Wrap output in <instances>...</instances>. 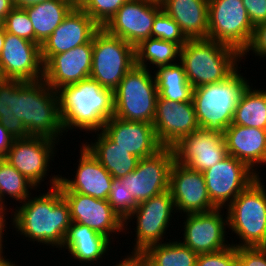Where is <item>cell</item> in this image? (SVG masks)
Returning a JSON list of instances; mask_svg holds the SVG:
<instances>
[{
  "label": "cell",
  "mask_w": 266,
  "mask_h": 266,
  "mask_svg": "<svg viewBox=\"0 0 266 266\" xmlns=\"http://www.w3.org/2000/svg\"><path fill=\"white\" fill-rule=\"evenodd\" d=\"M60 175L50 178L51 188L37 197H28L17 206L12 223L30 241L60 248L72 220L68 202L58 187Z\"/></svg>",
  "instance_id": "1"
},
{
  "label": "cell",
  "mask_w": 266,
  "mask_h": 266,
  "mask_svg": "<svg viewBox=\"0 0 266 266\" xmlns=\"http://www.w3.org/2000/svg\"><path fill=\"white\" fill-rule=\"evenodd\" d=\"M60 115L66 132L72 129L96 132L114 115V91L92 78L57 91ZM68 129V130H67Z\"/></svg>",
  "instance_id": "2"
},
{
  "label": "cell",
  "mask_w": 266,
  "mask_h": 266,
  "mask_svg": "<svg viewBox=\"0 0 266 266\" xmlns=\"http://www.w3.org/2000/svg\"><path fill=\"white\" fill-rule=\"evenodd\" d=\"M14 115L22 120L29 136L60 141L65 133L58 93L43 79L24 81L14 91Z\"/></svg>",
  "instance_id": "3"
},
{
  "label": "cell",
  "mask_w": 266,
  "mask_h": 266,
  "mask_svg": "<svg viewBox=\"0 0 266 266\" xmlns=\"http://www.w3.org/2000/svg\"><path fill=\"white\" fill-rule=\"evenodd\" d=\"M240 58L237 50L204 38L188 39L180 49L178 60L184 67L188 82L196 88L227 79L238 69Z\"/></svg>",
  "instance_id": "4"
},
{
  "label": "cell",
  "mask_w": 266,
  "mask_h": 266,
  "mask_svg": "<svg viewBox=\"0 0 266 266\" xmlns=\"http://www.w3.org/2000/svg\"><path fill=\"white\" fill-rule=\"evenodd\" d=\"M238 71L224 81L193 88L192 101L201 129L224 134L232 124L239 98L249 84Z\"/></svg>",
  "instance_id": "5"
},
{
  "label": "cell",
  "mask_w": 266,
  "mask_h": 266,
  "mask_svg": "<svg viewBox=\"0 0 266 266\" xmlns=\"http://www.w3.org/2000/svg\"><path fill=\"white\" fill-rule=\"evenodd\" d=\"M254 180L228 206L227 228L238 235V247H266V189ZM242 240V241H241Z\"/></svg>",
  "instance_id": "6"
},
{
  "label": "cell",
  "mask_w": 266,
  "mask_h": 266,
  "mask_svg": "<svg viewBox=\"0 0 266 266\" xmlns=\"http://www.w3.org/2000/svg\"><path fill=\"white\" fill-rule=\"evenodd\" d=\"M158 90L150 69L133 66L114 90V117L153 124Z\"/></svg>",
  "instance_id": "7"
},
{
  "label": "cell",
  "mask_w": 266,
  "mask_h": 266,
  "mask_svg": "<svg viewBox=\"0 0 266 266\" xmlns=\"http://www.w3.org/2000/svg\"><path fill=\"white\" fill-rule=\"evenodd\" d=\"M136 65L135 47L100 27L93 35L90 78L115 90L125 74Z\"/></svg>",
  "instance_id": "8"
},
{
  "label": "cell",
  "mask_w": 266,
  "mask_h": 266,
  "mask_svg": "<svg viewBox=\"0 0 266 266\" xmlns=\"http://www.w3.org/2000/svg\"><path fill=\"white\" fill-rule=\"evenodd\" d=\"M253 29L242 0H209L208 39L242 54L251 40Z\"/></svg>",
  "instance_id": "9"
},
{
  "label": "cell",
  "mask_w": 266,
  "mask_h": 266,
  "mask_svg": "<svg viewBox=\"0 0 266 266\" xmlns=\"http://www.w3.org/2000/svg\"><path fill=\"white\" fill-rule=\"evenodd\" d=\"M173 210L176 213L175 204L169 190L138 203L137 207L124 221V226H126L124 229L127 230L130 219L133 220V216L137 219L135 231L137 238H135L136 243L131 254L145 251L151 245L163 242L165 238L163 236L169 227L170 219H172L171 213H174Z\"/></svg>",
  "instance_id": "10"
},
{
  "label": "cell",
  "mask_w": 266,
  "mask_h": 266,
  "mask_svg": "<svg viewBox=\"0 0 266 266\" xmlns=\"http://www.w3.org/2000/svg\"><path fill=\"white\" fill-rule=\"evenodd\" d=\"M174 161L173 148L163 147L156 154L140 159L137 168L121 180L134 200L140 203L169 190V174Z\"/></svg>",
  "instance_id": "11"
},
{
  "label": "cell",
  "mask_w": 266,
  "mask_h": 266,
  "mask_svg": "<svg viewBox=\"0 0 266 266\" xmlns=\"http://www.w3.org/2000/svg\"><path fill=\"white\" fill-rule=\"evenodd\" d=\"M203 175L209 198L217 208L228 206L260 177L245 163L229 154L213 167L203 171Z\"/></svg>",
  "instance_id": "12"
},
{
  "label": "cell",
  "mask_w": 266,
  "mask_h": 266,
  "mask_svg": "<svg viewBox=\"0 0 266 266\" xmlns=\"http://www.w3.org/2000/svg\"><path fill=\"white\" fill-rule=\"evenodd\" d=\"M161 10L159 0H129L103 28L136 47L143 40L151 38L155 17Z\"/></svg>",
  "instance_id": "13"
},
{
  "label": "cell",
  "mask_w": 266,
  "mask_h": 266,
  "mask_svg": "<svg viewBox=\"0 0 266 266\" xmlns=\"http://www.w3.org/2000/svg\"><path fill=\"white\" fill-rule=\"evenodd\" d=\"M0 78L22 81L43 79L40 45L6 32L0 54Z\"/></svg>",
  "instance_id": "14"
},
{
  "label": "cell",
  "mask_w": 266,
  "mask_h": 266,
  "mask_svg": "<svg viewBox=\"0 0 266 266\" xmlns=\"http://www.w3.org/2000/svg\"><path fill=\"white\" fill-rule=\"evenodd\" d=\"M57 142L59 143L49 138L34 136L14 139L9 152L3 158L39 187L44 178H47Z\"/></svg>",
  "instance_id": "15"
},
{
  "label": "cell",
  "mask_w": 266,
  "mask_h": 266,
  "mask_svg": "<svg viewBox=\"0 0 266 266\" xmlns=\"http://www.w3.org/2000/svg\"><path fill=\"white\" fill-rule=\"evenodd\" d=\"M172 148L176 162L200 172L228 155L223 134L201 128L182 138Z\"/></svg>",
  "instance_id": "16"
},
{
  "label": "cell",
  "mask_w": 266,
  "mask_h": 266,
  "mask_svg": "<svg viewBox=\"0 0 266 266\" xmlns=\"http://www.w3.org/2000/svg\"><path fill=\"white\" fill-rule=\"evenodd\" d=\"M169 191L176 212L192 214L217 208L209 198L203 172L192 170L176 161L170 169Z\"/></svg>",
  "instance_id": "17"
},
{
  "label": "cell",
  "mask_w": 266,
  "mask_h": 266,
  "mask_svg": "<svg viewBox=\"0 0 266 266\" xmlns=\"http://www.w3.org/2000/svg\"><path fill=\"white\" fill-rule=\"evenodd\" d=\"M222 210L215 208L208 212L186 214L182 243L197 254L213 253L229 247L225 237L227 217L223 219Z\"/></svg>",
  "instance_id": "18"
},
{
  "label": "cell",
  "mask_w": 266,
  "mask_h": 266,
  "mask_svg": "<svg viewBox=\"0 0 266 266\" xmlns=\"http://www.w3.org/2000/svg\"><path fill=\"white\" fill-rule=\"evenodd\" d=\"M153 126L163 147H173L200 129L193 102H175L158 96Z\"/></svg>",
  "instance_id": "19"
},
{
  "label": "cell",
  "mask_w": 266,
  "mask_h": 266,
  "mask_svg": "<svg viewBox=\"0 0 266 266\" xmlns=\"http://www.w3.org/2000/svg\"><path fill=\"white\" fill-rule=\"evenodd\" d=\"M93 38L81 46L53 55L43 65V80L53 90L76 84L91 74Z\"/></svg>",
  "instance_id": "20"
},
{
  "label": "cell",
  "mask_w": 266,
  "mask_h": 266,
  "mask_svg": "<svg viewBox=\"0 0 266 266\" xmlns=\"http://www.w3.org/2000/svg\"><path fill=\"white\" fill-rule=\"evenodd\" d=\"M68 202L72 222L83 224L107 236L123 232L124 220L114 211L108 200L96 199L76 192H62Z\"/></svg>",
  "instance_id": "21"
},
{
  "label": "cell",
  "mask_w": 266,
  "mask_h": 266,
  "mask_svg": "<svg viewBox=\"0 0 266 266\" xmlns=\"http://www.w3.org/2000/svg\"><path fill=\"white\" fill-rule=\"evenodd\" d=\"M100 26L78 5L40 46L43 65L56 54L88 43Z\"/></svg>",
  "instance_id": "22"
},
{
  "label": "cell",
  "mask_w": 266,
  "mask_h": 266,
  "mask_svg": "<svg viewBox=\"0 0 266 266\" xmlns=\"http://www.w3.org/2000/svg\"><path fill=\"white\" fill-rule=\"evenodd\" d=\"M79 157L75 178L71 180L60 176L58 187L61 192H76L96 199L108 200L112 187V175L84 143L80 147Z\"/></svg>",
  "instance_id": "23"
},
{
  "label": "cell",
  "mask_w": 266,
  "mask_h": 266,
  "mask_svg": "<svg viewBox=\"0 0 266 266\" xmlns=\"http://www.w3.org/2000/svg\"><path fill=\"white\" fill-rule=\"evenodd\" d=\"M102 131L116 145L140 159L152 156L163 148L151 123L125 121L113 116L105 122Z\"/></svg>",
  "instance_id": "24"
},
{
  "label": "cell",
  "mask_w": 266,
  "mask_h": 266,
  "mask_svg": "<svg viewBox=\"0 0 266 266\" xmlns=\"http://www.w3.org/2000/svg\"><path fill=\"white\" fill-rule=\"evenodd\" d=\"M223 136L227 153L259 176L255 167L261 163L266 165V130L231 124Z\"/></svg>",
  "instance_id": "25"
},
{
  "label": "cell",
  "mask_w": 266,
  "mask_h": 266,
  "mask_svg": "<svg viewBox=\"0 0 266 266\" xmlns=\"http://www.w3.org/2000/svg\"><path fill=\"white\" fill-rule=\"evenodd\" d=\"M162 10L179 26L187 39L208 37L209 0H159Z\"/></svg>",
  "instance_id": "26"
},
{
  "label": "cell",
  "mask_w": 266,
  "mask_h": 266,
  "mask_svg": "<svg viewBox=\"0 0 266 266\" xmlns=\"http://www.w3.org/2000/svg\"><path fill=\"white\" fill-rule=\"evenodd\" d=\"M111 241L86 225L72 222L61 248L68 249L71 256L80 263L92 264L107 254ZM92 262V263H91Z\"/></svg>",
  "instance_id": "27"
},
{
  "label": "cell",
  "mask_w": 266,
  "mask_h": 266,
  "mask_svg": "<svg viewBox=\"0 0 266 266\" xmlns=\"http://www.w3.org/2000/svg\"><path fill=\"white\" fill-rule=\"evenodd\" d=\"M95 142L84 145L115 179H121L137 168L140 158L116 145L102 130Z\"/></svg>",
  "instance_id": "28"
},
{
  "label": "cell",
  "mask_w": 266,
  "mask_h": 266,
  "mask_svg": "<svg viewBox=\"0 0 266 266\" xmlns=\"http://www.w3.org/2000/svg\"><path fill=\"white\" fill-rule=\"evenodd\" d=\"M75 6L71 0H48L24 8L33 24L35 43L41 46Z\"/></svg>",
  "instance_id": "29"
},
{
  "label": "cell",
  "mask_w": 266,
  "mask_h": 266,
  "mask_svg": "<svg viewBox=\"0 0 266 266\" xmlns=\"http://www.w3.org/2000/svg\"><path fill=\"white\" fill-rule=\"evenodd\" d=\"M157 68L154 77L160 98L175 102H193V87L180 62Z\"/></svg>",
  "instance_id": "30"
},
{
  "label": "cell",
  "mask_w": 266,
  "mask_h": 266,
  "mask_svg": "<svg viewBox=\"0 0 266 266\" xmlns=\"http://www.w3.org/2000/svg\"><path fill=\"white\" fill-rule=\"evenodd\" d=\"M232 124L266 130V90L248 84L235 109Z\"/></svg>",
  "instance_id": "31"
},
{
  "label": "cell",
  "mask_w": 266,
  "mask_h": 266,
  "mask_svg": "<svg viewBox=\"0 0 266 266\" xmlns=\"http://www.w3.org/2000/svg\"><path fill=\"white\" fill-rule=\"evenodd\" d=\"M181 47L172 42L157 38L143 40L135 47L136 65L148 69L153 64L157 67L175 64V59L180 58Z\"/></svg>",
  "instance_id": "32"
},
{
  "label": "cell",
  "mask_w": 266,
  "mask_h": 266,
  "mask_svg": "<svg viewBox=\"0 0 266 266\" xmlns=\"http://www.w3.org/2000/svg\"><path fill=\"white\" fill-rule=\"evenodd\" d=\"M23 82L20 79L0 78V124L14 139L30 137L22 120L14 115V91Z\"/></svg>",
  "instance_id": "33"
},
{
  "label": "cell",
  "mask_w": 266,
  "mask_h": 266,
  "mask_svg": "<svg viewBox=\"0 0 266 266\" xmlns=\"http://www.w3.org/2000/svg\"><path fill=\"white\" fill-rule=\"evenodd\" d=\"M144 252L159 266H196L198 256L177 240L151 245Z\"/></svg>",
  "instance_id": "34"
},
{
  "label": "cell",
  "mask_w": 266,
  "mask_h": 266,
  "mask_svg": "<svg viewBox=\"0 0 266 266\" xmlns=\"http://www.w3.org/2000/svg\"><path fill=\"white\" fill-rule=\"evenodd\" d=\"M37 187L4 158H0V204L5 206V195L23 203ZM30 192V193H29Z\"/></svg>",
  "instance_id": "35"
},
{
  "label": "cell",
  "mask_w": 266,
  "mask_h": 266,
  "mask_svg": "<svg viewBox=\"0 0 266 266\" xmlns=\"http://www.w3.org/2000/svg\"><path fill=\"white\" fill-rule=\"evenodd\" d=\"M129 0H81L78 6L103 27Z\"/></svg>",
  "instance_id": "36"
},
{
  "label": "cell",
  "mask_w": 266,
  "mask_h": 266,
  "mask_svg": "<svg viewBox=\"0 0 266 266\" xmlns=\"http://www.w3.org/2000/svg\"><path fill=\"white\" fill-rule=\"evenodd\" d=\"M151 37L172 41L182 47L187 42V38L182 33L180 26L163 10L155 17Z\"/></svg>",
  "instance_id": "37"
},
{
  "label": "cell",
  "mask_w": 266,
  "mask_h": 266,
  "mask_svg": "<svg viewBox=\"0 0 266 266\" xmlns=\"http://www.w3.org/2000/svg\"><path fill=\"white\" fill-rule=\"evenodd\" d=\"M108 203L124 221L138 205L122 180L115 178L112 180Z\"/></svg>",
  "instance_id": "38"
},
{
  "label": "cell",
  "mask_w": 266,
  "mask_h": 266,
  "mask_svg": "<svg viewBox=\"0 0 266 266\" xmlns=\"http://www.w3.org/2000/svg\"><path fill=\"white\" fill-rule=\"evenodd\" d=\"M1 24L6 32L35 42L33 24L25 9L13 7Z\"/></svg>",
  "instance_id": "39"
},
{
  "label": "cell",
  "mask_w": 266,
  "mask_h": 266,
  "mask_svg": "<svg viewBox=\"0 0 266 266\" xmlns=\"http://www.w3.org/2000/svg\"><path fill=\"white\" fill-rule=\"evenodd\" d=\"M196 266H237L236 247L231 244L217 252L198 254Z\"/></svg>",
  "instance_id": "40"
},
{
  "label": "cell",
  "mask_w": 266,
  "mask_h": 266,
  "mask_svg": "<svg viewBox=\"0 0 266 266\" xmlns=\"http://www.w3.org/2000/svg\"><path fill=\"white\" fill-rule=\"evenodd\" d=\"M237 266H266V247L236 248Z\"/></svg>",
  "instance_id": "41"
},
{
  "label": "cell",
  "mask_w": 266,
  "mask_h": 266,
  "mask_svg": "<svg viewBox=\"0 0 266 266\" xmlns=\"http://www.w3.org/2000/svg\"><path fill=\"white\" fill-rule=\"evenodd\" d=\"M250 50L256 56L266 57V22L254 27L251 40L241 57H246Z\"/></svg>",
  "instance_id": "42"
},
{
  "label": "cell",
  "mask_w": 266,
  "mask_h": 266,
  "mask_svg": "<svg viewBox=\"0 0 266 266\" xmlns=\"http://www.w3.org/2000/svg\"><path fill=\"white\" fill-rule=\"evenodd\" d=\"M252 25L266 22V0H242Z\"/></svg>",
  "instance_id": "43"
},
{
  "label": "cell",
  "mask_w": 266,
  "mask_h": 266,
  "mask_svg": "<svg viewBox=\"0 0 266 266\" xmlns=\"http://www.w3.org/2000/svg\"><path fill=\"white\" fill-rule=\"evenodd\" d=\"M14 138L7 129L0 124V158H3L11 148Z\"/></svg>",
  "instance_id": "44"
},
{
  "label": "cell",
  "mask_w": 266,
  "mask_h": 266,
  "mask_svg": "<svg viewBox=\"0 0 266 266\" xmlns=\"http://www.w3.org/2000/svg\"><path fill=\"white\" fill-rule=\"evenodd\" d=\"M136 266H159L144 251L130 254Z\"/></svg>",
  "instance_id": "45"
},
{
  "label": "cell",
  "mask_w": 266,
  "mask_h": 266,
  "mask_svg": "<svg viewBox=\"0 0 266 266\" xmlns=\"http://www.w3.org/2000/svg\"><path fill=\"white\" fill-rule=\"evenodd\" d=\"M13 7L14 5L10 0H0V24L5 20Z\"/></svg>",
  "instance_id": "46"
},
{
  "label": "cell",
  "mask_w": 266,
  "mask_h": 266,
  "mask_svg": "<svg viewBox=\"0 0 266 266\" xmlns=\"http://www.w3.org/2000/svg\"><path fill=\"white\" fill-rule=\"evenodd\" d=\"M45 1H48V0H16L13 5L14 7L24 9L26 7L33 6V5H36V4L45 2Z\"/></svg>",
  "instance_id": "47"
},
{
  "label": "cell",
  "mask_w": 266,
  "mask_h": 266,
  "mask_svg": "<svg viewBox=\"0 0 266 266\" xmlns=\"http://www.w3.org/2000/svg\"><path fill=\"white\" fill-rule=\"evenodd\" d=\"M5 214H6V212H0V252H3V235H4V233H3V231H5L4 230V228H6L7 226H6V220H5Z\"/></svg>",
  "instance_id": "48"
},
{
  "label": "cell",
  "mask_w": 266,
  "mask_h": 266,
  "mask_svg": "<svg viewBox=\"0 0 266 266\" xmlns=\"http://www.w3.org/2000/svg\"><path fill=\"white\" fill-rule=\"evenodd\" d=\"M115 266H136V264L132 257L128 255L127 257L123 258L122 261H119V263Z\"/></svg>",
  "instance_id": "49"
},
{
  "label": "cell",
  "mask_w": 266,
  "mask_h": 266,
  "mask_svg": "<svg viewBox=\"0 0 266 266\" xmlns=\"http://www.w3.org/2000/svg\"><path fill=\"white\" fill-rule=\"evenodd\" d=\"M6 31L2 24H0V54L3 49L4 40H5Z\"/></svg>",
  "instance_id": "50"
},
{
  "label": "cell",
  "mask_w": 266,
  "mask_h": 266,
  "mask_svg": "<svg viewBox=\"0 0 266 266\" xmlns=\"http://www.w3.org/2000/svg\"><path fill=\"white\" fill-rule=\"evenodd\" d=\"M0 266H18L15 263L8 261L5 256H3V252H0Z\"/></svg>",
  "instance_id": "51"
},
{
  "label": "cell",
  "mask_w": 266,
  "mask_h": 266,
  "mask_svg": "<svg viewBox=\"0 0 266 266\" xmlns=\"http://www.w3.org/2000/svg\"><path fill=\"white\" fill-rule=\"evenodd\" d=\"M7 209V207H3L1 204H0V212H5Z\"/></svg>",
  "instance_id": "52"
},
{
  "label": "cell",
  "mask_w": 266,
  "mask_h": 266,
  "mask_svg": "<svg viewBox=\"0 0 266 266\" xmlns=\"http://www.w3.org/2000/svg\"><path fill=\"white\" fill-rule=\"evenodd\" d=\"M71 1H73L76 5H78L81 0H71Z\"/></svg>",
  "instance_id": "53"
}]
</instances>
